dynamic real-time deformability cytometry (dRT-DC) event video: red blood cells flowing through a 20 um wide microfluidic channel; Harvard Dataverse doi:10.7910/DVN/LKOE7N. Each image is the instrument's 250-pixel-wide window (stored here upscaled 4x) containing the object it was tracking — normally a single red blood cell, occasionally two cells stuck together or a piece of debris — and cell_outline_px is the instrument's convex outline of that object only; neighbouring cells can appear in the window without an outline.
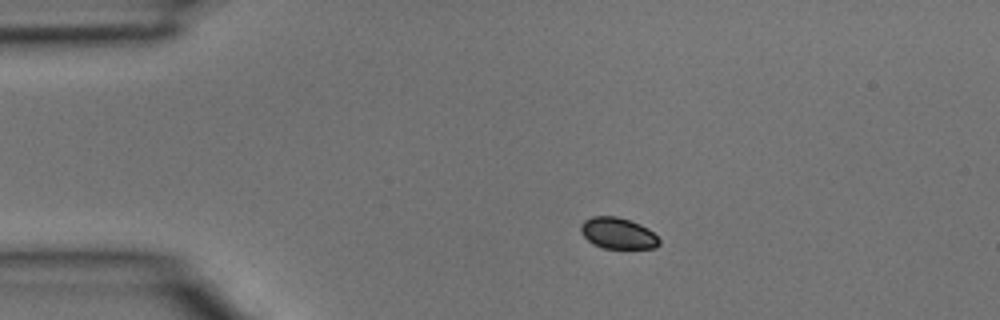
{"species": "common noctule bat (a hibernating species)", "species_latin": "Nyctalus noctula", "temperature_condition": "room temperature", "stored_images_in_passage": 3, "segment_of_instrument_passage": [1, 2], "camera_frame_rate_fps": 3000, "um_per_image_px": 0.085, "animal": {"sex": "male", "body_mass_g": 15.6}, "frame": {"image": 1, "passage_image": 1, "time_ms": 0.0, "image_size_px": [1000, 320], "cell_outline_px": [[660, 244], [656, 248], [604, 248], [592, 244], [580, 232], [580, 224], [584, 220], [592, 216], [616, 216], [640, 224], [648, 228], [660, 240]], "centroid_in_image_um": [52.5, 19.82], "position_along_channel_um": 32.5, "area_um2": 14.28}}